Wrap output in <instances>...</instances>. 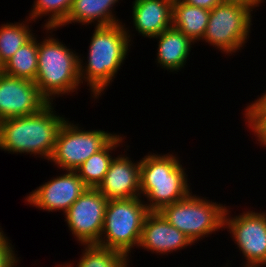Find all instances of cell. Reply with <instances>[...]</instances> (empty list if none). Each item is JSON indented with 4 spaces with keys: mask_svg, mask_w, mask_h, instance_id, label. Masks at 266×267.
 <instances>
[{
    "mask_svg": "<svg viewBox=\"0 0 266 267\" xmlns=\"http://www.w3.org/2000/svg\"><path fill=\"white\" fill-rule=\"evenodd\" d=\"M58 267H67L65 264H59Z\"/></svg>",
    "mask_w": 266,
    "mask_h": 267,
    "instance_id": "cell-30",
    "label": "cell"
},
{
    "mask_svg": "<svg viewBox=\"0 0 266 267\" xmlns=\"http://www.w3.org/2000/svg\"><path fill=\"white\" fill-rule=\"evenodd\" d=\"M124 138L125 136L117 134L103 149L92 154L75 170L88 188H97L102 182L114 158L112 151L120 144L123 147Z\"/></svg>",
    "mask_w": 266,
    "mask_h": 267,
    "instance_id": "cell-19",
    "label": "cell"
},
{
    "mask_svg": "<svg viewBox=\"0 0 266 267\" xmlns=\"http://www.w3.org/2000/svg\"><path fill=\"white\" fill-rule=\"evenodd\" d=\"M245 109H266V91L260 97L258 95L257 100L252 101Z\"/></svg>",
    "mask_w": 266,
    "mask_h": 267,
    "instance_id": "cell-28",
    "label": "cell"
},
{
    "mask_svg": "<svg viewBox=\"0 0 266 267\" xmlns=\"http://www.w3.org/2000/svg\"><path fill=\"white\" fill-rule=\"evenodd\" d=\"M231 207H226L223 229L230 235L245 259L242 267L266 266V211H243L231 216ZM254 211V212H253Z\"/></svg>",
    "mask_w": 266,
    "mask_h": 267,
    "instance_id": "cell-9",
    "label": "cell"
},
{
    "mask_svg": "<svg viewBox=\"0 0 266 267\" xmlns=\"http://www.w3.org/2000/svg\"><path fill=\"white\" fill-rule=\"evenodd\" d=\"M82 256L75 267H129L130 259L123 253L97 244L83 245ZM74 267V263H64Z\"/></svg>",
    "mask_w": 266,
    "mask_h": 267,
    "instance_id": "cell-22",
    "label": "cell"
},
{
    "mask_svg": "<svg viewBox=\"0 0 266 267\" xmlns=\"http://www.w3.org/2000/svg\"><path fill=\"white\" fill-rule=\"evenodd\" d=\"M107 202L96 188H87L64 213L68 229L79 245L99 243Z\"/></svg>",
    "mask_w": 266,
    "mask_h": 267,
    "instance_id": "cell-10",
    "label": "cell"
},
{
    "mask_svg": "<svg viewBox=\"0 0 266 267\" xmlns=\"http://www.w3.org/2000/svg\"><path fill=\"white\" fill-rule=\"evenodd\" d=\"M244 112L245 124L254 132L260 146L266 147V109H245Z\"/></svg>",
    "mask_w": 266,
    "mask_h": 267,
    "instance_id": "cell-24",
    "label": "cell"
},
{
    "mask_svg": "<svg viewBox=\"0 0 266 267\" xmlns=\"http://www.w3.org/2000/svg\"><path fill=\"white\" fill-rule=\"evenodd\" d=\"M47 103L34 81L0 74V121L34 114Z\"/></svg>",
    "mask_w": 266,
    "mask_h": 267,
    "instance_id": "cell-12",
    "label": "cell"
},
{
    "mask_svg": "<svg viewBox=\"0 0 266 267\" xmlns=\"http://www.w3.org/2000/svg\"><path fill=\"white\" fill-rule=\"evenodd\" d=\"M193 245L191 240L172 226L159 211H150L142 227L138 248L158 255H168Z\"/></svg>",
    "mask_w": 266,
    "mask_h": 267,
    "instance_id": "cell-14",
    "label": "cell"
},
{
    "mask_svg": "<svg viewBox=\"0 0 266 267\" xmlns=\"http://www.w3.org/2000/svg\"><path fill=\"white\" fill-rule=\"evenodd\" d=\"M120 0H73L72 7L66 21L61 25L72 23L82 25L110 26L121 23L116 18L114 6ZM97 21V22H96Z\"/></svg>",
    "mask_w": 266,
    "mask_h": 267,
    "instance_id": "cell-17",
    "label": "cell"
},
{
    "mask_svg": "<svg viewBox=\"0 0 266 267\" xmlns=\"http://www.w3.org/2000/svg\"><path fill=\"white\" fill-rule=\"evenodd\" d=\"M117 133L84 127L65 119L61 124L49 161L59 169L75 171L92 154L103 149Z\"/></svg>",
    "mask_w": 266,
    "mask_h": 267,
    "instance_id": "cell-8",
    "label": "cell"
},
{
    "mask_svg": "<svg viewBox=\"0 0 266 267\" xmlns=\"http://www.w3.org/2000/svg\"><path fill=\"white\" fill-rule=\"evenodd\" d=\"M10 241L0 226V267H16L20 262Z\"/></svg>",
    "mask_w": 266,
    "mask_h": 267,
    "instance_id": "cell-25",
    "label": "cell"
},
{
    "mask_svg": "<svg viewBox=\"0 0 266 267\" xmlns=\"http://www.w3.org/2000/svg\"><path fill=\"white\" fill-rule=\"evenodd\" d=\"M253 10L236 3H220L210 10L202 42L232 55L243 49L252 27Z\"/></svg>",
    "mask_w": 266,
    "mask_h": 267,
    "instance_id": "cell-7",
    "label": "cell"
},
{
    "mask_svg": "<svg viewBox=\"0 0 266 267\" xmlns=\"http://www.w3.org/2000/svg\"><path fill=\"white\" fill-rule=\"evenodd\" d=\"M152 39L158 41L156 64L162 69L169 72L176 71V73L186 65L192 50L191 47L195 44L173 26Z\"/></svg>",
    "mask_w": 266,
    "mask_h": 267,
    "instance_id": "cell-16",
    "label": "cell"
},
{
    "mask_svg": "<svg viewBox=\"0 0 266 267\" xmlns=\"http://www.w3.org/2000/svg\"><path fill=\"white\" fill-rule=\"evenodd\" d=\"M222 3H236L243 5L245 7H249L252 10H254L256 7H259V5L262 2H265L264 0H221Z\"/></svg>",
    "mask_w": 266,
    "mask_h": 267,
    "instance_id": "cell-27",
    "label": "cell"
},
{
    "mask_svg": "<svg viewBox=\"0 0 266 267\" xmlns=\"http://www.w3.org/2000/svg\"><path fill=\"white\" fill-rule=\"evenodd\" d=\"M132 22L138 35L153 38L172 27L173 0H134Z\"/></svg>",
    "mask_w": 266,
    "mask_h": 267,
    "instance_id": "cell-15",
    "label": "cell"
},
{
    "mask_svg": "<svg viewBox=\"0 0 266 267\" xmlns=\"http://www.w3.org/2000/svg\"><path fill=\"white\" fill-rule=\"evenodd\" d=\"M141 197L108 200L101 238L97 245L115 249L128 258L138 247L145 218L150 212ZM130 255V256H129Z\"/></svg>",
    "mask_w": 266,
    "mask_h": 267,
    "instance_id": "cell-5",
    "label": "cell"
},
{
    "mask_svg": "<svg viewBox=\"0 0 266 267\" xmlns=\"http://www.w3.org/2000/svg\"><path fill=\"white\" fill-rule=\"evenodd\" d=\"M87 188L76 171L66 170L30 192L25 203L39 210L65 213Z\"/></svg>",
    "mask_w": 266,
    "mask_h": 267,
    "instance_id": "cell-11",
    "label": "cell"
},
{
    "mask_svg": "<svg viewBox=\"0 0 266 267\" xmlns=\"http://www.w3.org/2000/svg\"><path fill=\"white\" fill-rule=\"evenodd\" d=\"M53 36L49 34L43 41H38V70L34 82L48 102L77 93L81 87L78 53Z\"/></svg>",
    "mask_w": 266,
    "mask_h": 267,
    "instance_id": "cell-4",
    "label": "cell"
},
{
    "mask_svg": "<svg viewBox=\"0 0 266 267\" xmlns=\"http://www.w3.org/2000/svg\"><path fill=\"white\" fill-rule=\"evenodd\" d=\"M182 2L200 7L206 10H212L215 6L222 3L221 0H181Z\"/></svg>",
    "mask_w": 266,
    "mask_h": 267,
    "instance_id": "cell-26",
    "label": "cell"
},
{
    "mask_svg": "<svg viewBox=\"0 0 266 267\" xmlns=\"http://www.w3.org/2000/svg\"><path fill=\"white\" fill-rule=\"evenodd\" d=\"M94 28L87 61L84 62L79 55V77L81 84L84 81V84L87 83L91 97L98 99L124 64L127 53L130 52L129 47L133 44V36L123 22Z\"/></svg>",
    "mask_w": 266,
    "mask_h": 267,
    "instance_id": "cell-1",
    "label": "cell"
},
{
    "mask_svg": "<svg viewBox=\"0 0 266 267\" xmlns=\"http://www.w3.org/2000/svg\"><path fill=\"white\" fill-rule=\"evenodd\" d=\"M38 39L34 35L4 64L6 75L35 82L38 70Z\"/></svg>",
    "mask_w": 266,
    "mask_h": 267,
    "instance_id": "cell-20",
    "label": "cell"
},
{
    "mask_svg": "<svg viewBox=\"0 0 266 267\" xmlns=\"http://www.w3.org/2000/svg\"><path fill=\"white\" fill-rule=\"evenodd\" d=\"M192 194L191 192L186 198L164 206L159 212L194 244L216 231H223L227 206Z\"/></svg>",
    "mask_w": 266,
    "mask_h": 267,
    "instance_id": "cell-6",
    "label": "cell"
},
{
    "mask_svg": "<svg viewBox=\"0 0 266 267\" xmlns=\"http://www.w3.org/2000/svg\"><path fill=\"white\" fill-rule=\"evenodd\" d=\"M72 3L73 0H34L29 18L35 22L43 16H48L46 23L42 25L47 32L45 36H47L49 33H53V30H58L57 28H60L66 21Z\"/></svg>",
    "mask_w": 266,
    "mask_h": 267,
    "instance_id": "cell-23",
    "label": "cell"
},
{
    "mask_svg": "<svg viewBox=\"0 0 266 267\" xmlns=\"http://www.w3.org/2000/svg\"><path fill=\"white\" fill-rule=\"evenodd\" d=\"M124 154L114 156L102 182L96 188L108 200L140 197V160Z\"/></svg>",
    "mask_w": 266,
    "mask_h": 267,
    "instance_id": "cell-13",
    "label": "cell"
},
{
    "mask_svg": "<svg viewBox=\"0 0 266 267\" xmlns=\"http://www.w3.org/2000/svg\"><path fill=\"white\" fill-rule=\"evenodd\" d=\"M185 170L177 154L170 152H150L140 159V197L147 199L149 211H160L192 192Z\"/></svg>",
    "mask_w": 266,
    "mask_h": 267,
    "instance_id": "cell-3",
    "label": "cell"
},
{
    "mask_svg": "<svg viewBox=\"0 0 266 267\" xmlns=\"http://www.w3.org/2000/svg\"><path fill=\"white\" fill-rule=\"evenodd\" d=\"M210 10L192 6L181 0H173L172 26L193 42L202 40L209 20Z\"/></svg>",
    "mask_w": 266,
    "mask_h": 267,
    "instance_id": "cell-18",
    "label": "cell"
},
{
    "mask_svg": "<svg viewBox=\"0 0 266 267\" xmlns=\"http://www.w3.org/2000/svg\"><path fill=\"white\" fill-rule=\"evenodd\" d=\"M53 102L38 112L0 121V149L8 153L33 154L48 160L53 154L56 136L66 118L58 115Z\"/></svg>",
    "mask_w": 266,
    "mask_h": 267,
    "instance_id": "cell-2",
    "label": "cell"
},
{
    "mask_svg": "<svg viewBox=\"0 0 266 267\" xmlns=\"http://www.w3.org/2000/svg\"><path fill=\"white\" fill-rule=\"evenodd\" d=\"M4 72V64L0 60V74Z\"/></svg>",
    "mask_w": 266,
    "mask_h": 267,
    "instance_id": "cell-29",
    "label": "cell"
},
{
    "mask_svg": "<svg viewBox=\"0 0 266 267\" xmlns=\"http://www.w3.org/2000/svg\"><path fill=\"white\" fill-rule=\"evenodd\" d=\"M20 22H7L0 26V60L5 64L14 53L34 36L29 24L33 21L27 18ZM29 22V23H28Z\"/></svg>",
    "mask_w": 266,
    "mask_h": 267,
    "instance_id": "cell-21",
    "label": "cell"
}]
</instances>
